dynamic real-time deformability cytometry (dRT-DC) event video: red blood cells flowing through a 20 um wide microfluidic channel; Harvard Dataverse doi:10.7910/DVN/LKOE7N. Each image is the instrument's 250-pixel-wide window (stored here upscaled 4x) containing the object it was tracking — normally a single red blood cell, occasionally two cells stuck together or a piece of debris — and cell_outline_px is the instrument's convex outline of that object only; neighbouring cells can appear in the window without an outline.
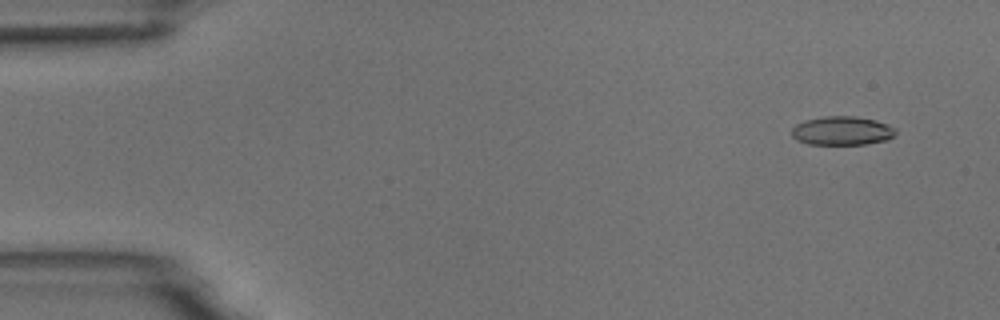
{"species": "common noctule bat (a hibernating species)", "species_latin": "Nyctalus noctula", "temperature_condition": "room temperature", "stored_images_in_passage": 9, "camera_frame_rate_fps": 3000, "um_per_image_px": 0.085, "animal": {"sex": "male", "body_mass_g": 18.8}, "frame": {"image": 1, "passage_image": 2, "time_ms": 1.0, "image_size_px": [1000, 320], "cell_outline_px": [[896, 132], [888, 140], [868, 144], [808, 144], [796, 140], [792, 136], [792, 128], [796, 124], [804, 120], [824, 116], [856, 116], [876, 120], [888, 124], [896, 128]], "centroid_in_image_um": [71.58, 11.11], "position_along_channel_um": 13.4, "area_um2": 17.63}}
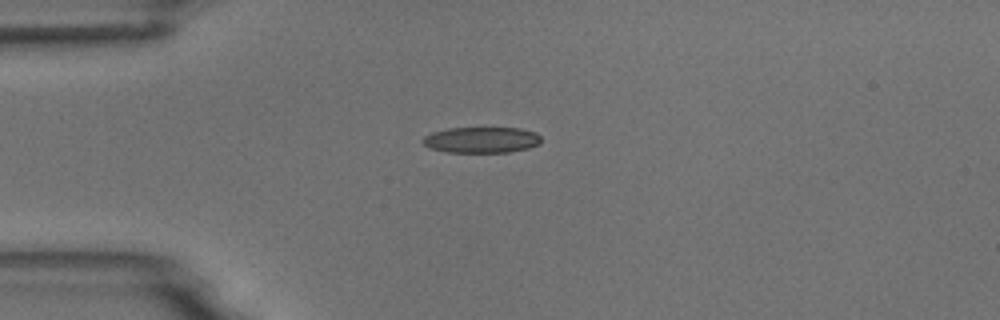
{"frame": {"image": 2, "passage_image": 4, "time_ms": 4.333, "image_size_px": [1000, 320], "cell_outline_px": [[540, 144], [528, 148], [508, 152], [444, 152], [428, 148], [420, 140], [424, 136], [432, 132], [448, 128], [520, 128], [536, 132], [540, 136]], "centroid_in_image_um": [40.89, 11.89], "position_along_channel_um": 44.1, "area_um2": 18.03}}
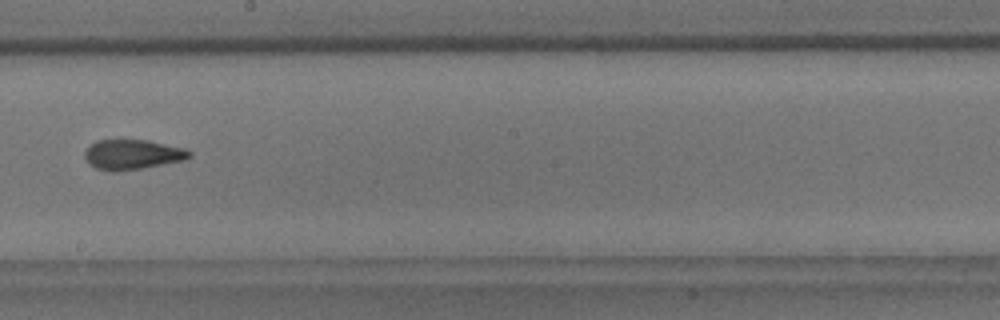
{"frame": {"image": 3, "passage_image": 9, "time_ms": 10.0, "image_size_px": [1000, 320], "cell_outline_px": [[192, 156], [184, 160], [140, 168], [116, 172], [112, 172], [96, 168], [88, 164], [84, 156], [84, 152], [88, 144], [96, 140], [148, 140], [188, 148], [192, 152]], "centroid_in_image_um": [11.24, 13.12], "position_along_channel_um": 237.0, "area_um2": 18.55}}